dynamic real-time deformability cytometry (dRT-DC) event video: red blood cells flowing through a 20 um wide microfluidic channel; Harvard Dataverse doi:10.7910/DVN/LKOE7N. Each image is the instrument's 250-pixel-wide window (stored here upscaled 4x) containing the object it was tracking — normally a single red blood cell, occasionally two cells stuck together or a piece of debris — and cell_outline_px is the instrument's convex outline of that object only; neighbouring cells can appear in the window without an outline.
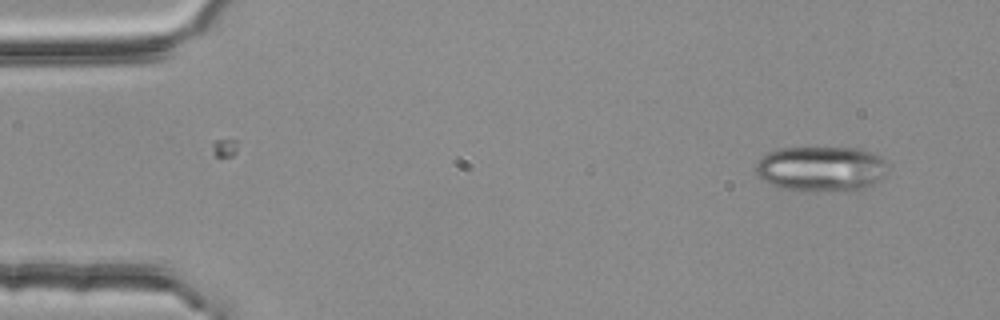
{"species": "common noctule bat (a hibernating species)", "species_latin": "Nyctalus noctula", "temperature_condition": "room temperature", "stored_images_in_passage": 3, "camera_frame_rate_fps": 3000, "um_per_image_px": 0.085, "animal": {"sex": "female", "body_mass_g": 25.1}, "frame": {"image": 1, "passage_image": 3, "time_ms": 0.667, "image_size_px": [1000, 320], "cell_outline_px": [[892, 164], [884, 176], [880, 180], [856, 192], [804, 192], [780, 188], [756, 176], [756, 164], [768, 152], [780, 148], [864, 148], [880, 156]], "centroid_in_image_um": [69.88, 14.38], "position_along_channel_um": 15.1, "area_um2": 35.89}}